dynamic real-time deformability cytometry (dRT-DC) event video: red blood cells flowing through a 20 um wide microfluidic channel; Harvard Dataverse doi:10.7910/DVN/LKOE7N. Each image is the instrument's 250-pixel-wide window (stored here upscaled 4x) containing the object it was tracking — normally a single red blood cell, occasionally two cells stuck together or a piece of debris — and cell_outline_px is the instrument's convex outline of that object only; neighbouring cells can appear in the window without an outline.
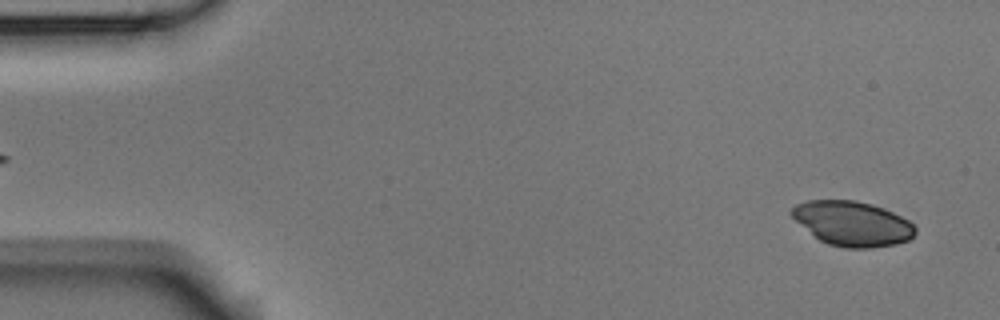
{"species": "Egyptian fruit bat (a non-hibernating species)", "species_latin": "Rousettus aegyptiacus", "temperature_condition": "room temperature", "stored_images_in_passage": 52, "camera_frame_rate_fps": 3000, "um_per_image_px": 0.085, "animal": {"sex": "male"}, "frame": {"image": 1, "passage_image": 2, "time_ms": 0.333, "image_size_px": [1000, 320], "cell_outline_px": [[916, 232], [908, 240], [896, 244], [872, 248], [844, 248], [828, 244], [820, 240], [796, 220], [788, 212], [796, 204], [808, 200], [856, 200], [872, 204], [892, 212], [908, 220], [916, 228]], "centroid_in_image_um": [72.45, 19.0], "position_along_channel_um": 12.5, "area_um2": 32.02}}
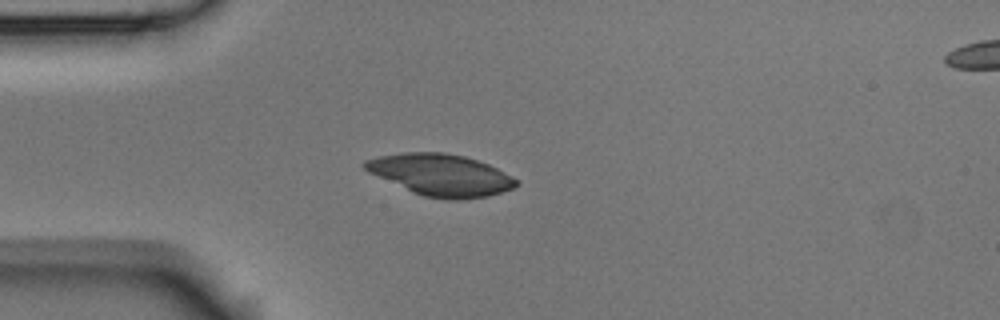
{"frame": {"image": 2, "passage_image": 13, "time_ms": 4.0, "image_size_px": [1000, 320], "cell_outline_px": [[520, 184], [512, 188], [488, 196], [460, 200], [448, 200], [424, 196], [412, 192], [368, 172], [360, 164], [364, 160], [380, 156], [400, 152], [444, 152], [464, 156], [488, 164], [520, 180]], "centroid_in_image_um": [37.45, 14.86], "position_along_channel_um": 47.5, "area_um2": 36.88}}